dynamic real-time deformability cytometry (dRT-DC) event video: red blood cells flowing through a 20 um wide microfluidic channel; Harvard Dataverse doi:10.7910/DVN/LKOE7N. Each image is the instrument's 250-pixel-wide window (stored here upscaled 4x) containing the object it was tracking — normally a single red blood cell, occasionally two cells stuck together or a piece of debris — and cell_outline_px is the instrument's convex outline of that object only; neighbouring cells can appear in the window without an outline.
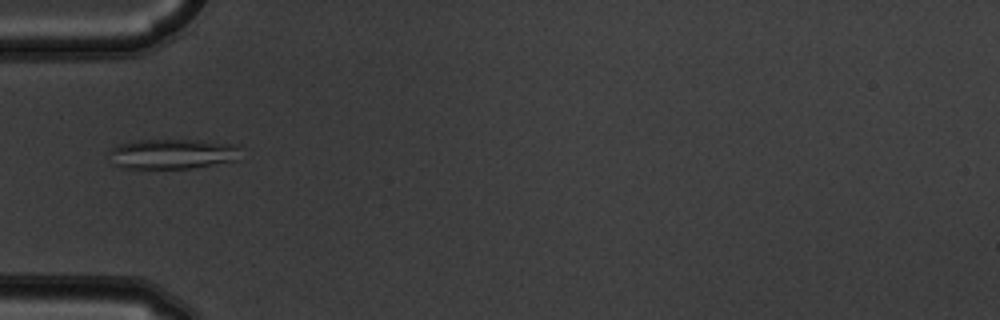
{"species": "common noctule bat (a hibernating species)", "species_latin": "Nyctalus noctula", "temperature_condition": "warm", "stored_images_in_passage": 6, "camera_frame_rate_fps": 3000, "um_per_image_px": 0.085, "animal": {"sex": "male", "body_mass_g": 19.5, "forearm_length_mm": 54.6}, "frame": {"image": 1, "passage_image": 6, "time_ms": 1.667, "image_size_px": [1000, 320], "cell_outline_px": [[240, 160], [192, 168], [124, 168], [116, 164], [112, 152], [112, 148], [120, 144], [136, 140], [200, 140], [240, 144]], "centroid_in_image_um": [14.82, 13.07], "position_along_channel_um": 70.2, "area_um2": 22.95}}